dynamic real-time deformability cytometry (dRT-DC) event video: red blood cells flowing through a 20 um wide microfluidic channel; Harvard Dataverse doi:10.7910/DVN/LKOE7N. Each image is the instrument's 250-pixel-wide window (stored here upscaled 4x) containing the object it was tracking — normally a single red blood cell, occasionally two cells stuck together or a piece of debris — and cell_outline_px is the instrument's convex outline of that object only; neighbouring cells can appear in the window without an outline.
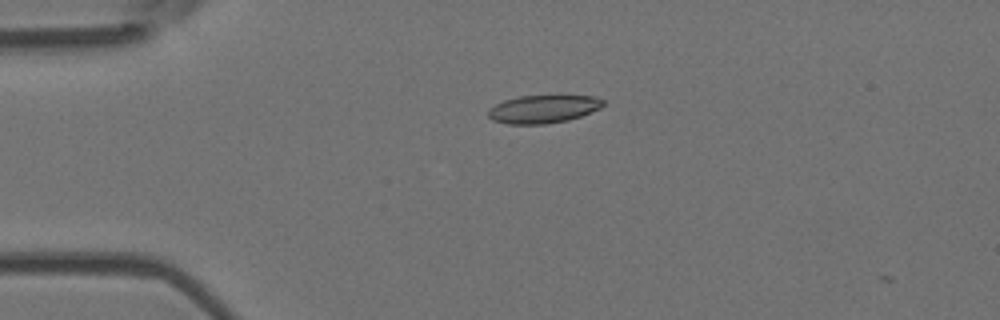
{"species": "Egyptian fruit bat (a non-hibernating species)", "species_latin": "Rousettus aegyptiacus", "temperature_condition": "room temperature", "stored_images_in_passage": 5, "camera_frame_rate_fps": 3000, "um_per_image_px": 0.085, "animal": {"sex": "female"}, "frame": {"image": 1, "passage_image": 3, "time_ms": 0.667, "image_size_px": [1000, 320], "cell_outline_px": [[604, 104], [600, 108], [580, 116], [568, 120], [544, 124], [508, 124], [492, 120], [488, 116], [488, 108], [504, 100], [520, 96], [596, 96], [604, 100]], "centroid_in_image_um": [46.15, 9.27], "position_along_channel_um": 38.8, "area_um2": 18.67}}